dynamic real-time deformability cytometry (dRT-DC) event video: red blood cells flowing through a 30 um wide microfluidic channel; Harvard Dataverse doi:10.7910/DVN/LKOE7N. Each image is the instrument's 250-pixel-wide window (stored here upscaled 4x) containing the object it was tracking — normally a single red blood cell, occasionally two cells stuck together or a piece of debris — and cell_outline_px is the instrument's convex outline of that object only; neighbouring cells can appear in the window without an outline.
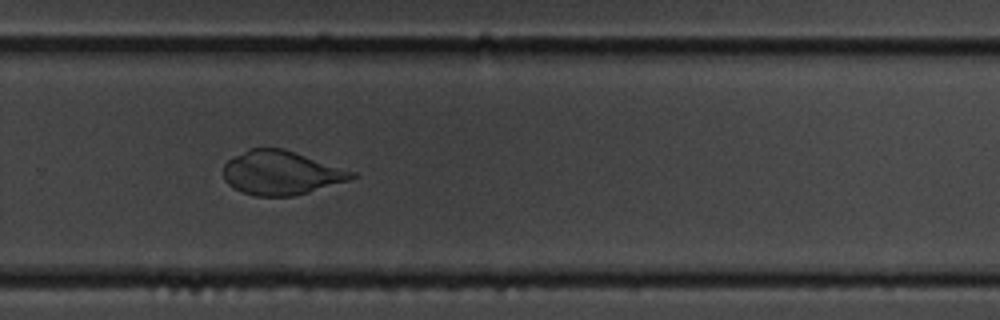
{"species": "common noctule bat (a hibernating species)", "species_latin": "Nyctalus noctula", "temperature_condition": "cold", "stored_images_in_passage": 14, "camera_frame_rate_fps": 3000, "um_per_image_px": 0.085, "animal": {"sex": "male", "body_mass_g": 19.5, "forearm_length_mm": 54.6}, "frame": {"image": 1, "passage_image": 10, "time_ms": 11.333, "image_size_px": [1000, 320], "cell_outline_px": [[360, 176], [348, 180], [296, 196], [256, 196], [240, 192], [228, 184], [224, 180], [224, 164], [228, 160], [252, 148], [284, 148], [356, 172]], "centroid_in_image_um": [23.92, 14.7], "position_along_channel_um": 305.9, "area_um2": 32.83}}